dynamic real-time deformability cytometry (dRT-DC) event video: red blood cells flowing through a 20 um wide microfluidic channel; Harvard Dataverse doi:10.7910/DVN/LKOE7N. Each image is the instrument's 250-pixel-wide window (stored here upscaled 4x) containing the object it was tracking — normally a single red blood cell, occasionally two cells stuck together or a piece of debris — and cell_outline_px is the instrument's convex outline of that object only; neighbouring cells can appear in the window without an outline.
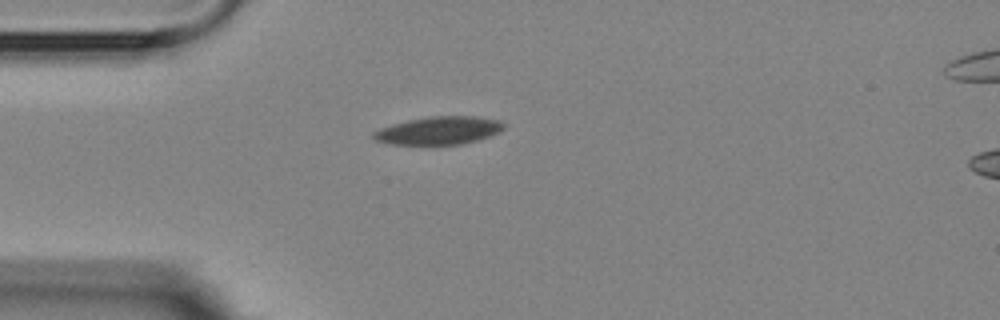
{"species": "Egyptian fruit bat (a non-hibernating species)", "species_latin": "Rousettus aegyptiacus", "temperature_condition": "room temperature", "stored_images_in_passage": 4, "camera_frame_rate_fps": 3000, "um_per_image_px": 0.085, "animal": {"sex": "female"}, "frame": {"image": 1, "passage_image": 1, "time_ms": 0.0, "image_size_px": [1000, 320], "cell_outline_px": [[504, 128], [500, 132], [476, 140], [460, 144], [432, 148], [424, 148], [388, 144], [376, 140], [372, 136], [372, 132], [380, 128], [392, 124], [408, 120], [428, 116], [476, 116], [500, 120], [504, 124]], "centroid_in_image_um": [37.23, 11.15], "position_along_channel_um": 47.8, "area_um2": 22.31}}
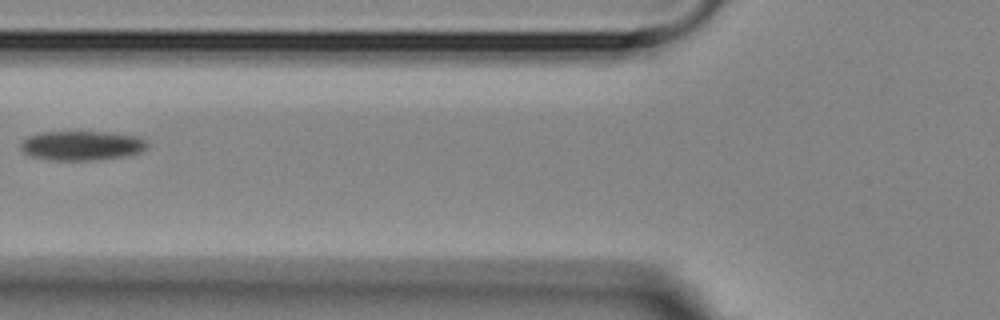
{"frame": {"image": 2, "passage_image": 3, "time_ms": 2.333, "image_size_px": [1000, 320], "cell_outline_px": [[148, 148], [140, 152], [124, 156], [92, 160], [52, 160], [32, 156], [24, 152], [20, 148], [20, 144], [28, 136], [44, 132], [112, 132], [140, 136], [148, 140]], "centroid_in_image_um": [7.02, 12.36], "position_along_channel_um": 118.8, "area_um2": 21.79}}
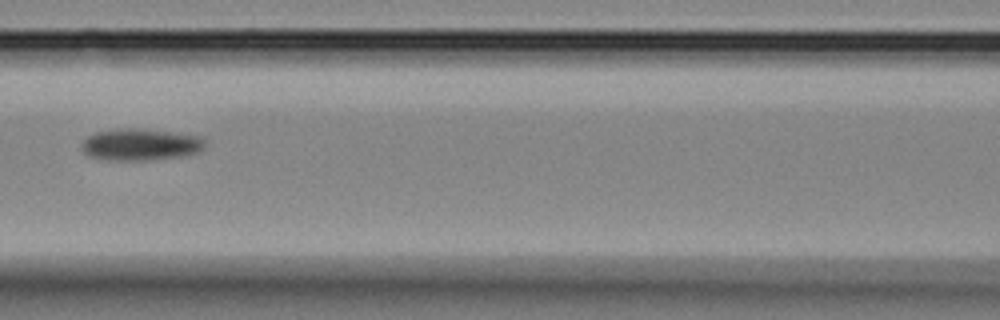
{"frame": {"image": 3, "passage_image": 4, "time_ms": 3.333, "image_size_px": [1000, 320], "cell_outline_px": [[204, 148], [200, 152], [184, 156], [144, 160], [104, 160], [88, 156], [80, 148], [80, 144], [88, 136], [96, 132], [116, 128], [140, 128], [204, 136]], "centroid_in_image_um": [11.94, 12.28], "position_along_channel_um": 154.7, "area_um2": 23.24}}